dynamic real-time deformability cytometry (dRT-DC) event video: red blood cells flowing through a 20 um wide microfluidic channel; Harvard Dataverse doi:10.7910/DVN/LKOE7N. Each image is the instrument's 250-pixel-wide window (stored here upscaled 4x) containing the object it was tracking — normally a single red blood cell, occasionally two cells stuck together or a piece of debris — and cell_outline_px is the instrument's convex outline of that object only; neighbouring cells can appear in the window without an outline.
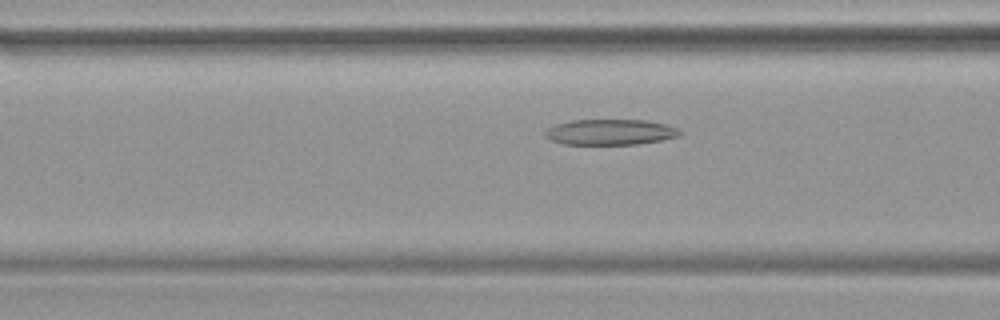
{"species": "common noctule bat (a hibernating species)", "species_latin": "Nyctalus noctula", "temperature_condition": "warm", "stored_images_in_passage": 43, "camera_frame_rate_fps": 3000, "um_per_image_px": 0.085, "animal": {"sex": "female", "body_mass_g": 19.9}, "frame": {"image": 1, "passage_image": 17, "time_ms": 5.333, "image_size_px": [1000, 320], "cell_outline_px": [[684, 132], [680, 136], [660, 140], [636, 144], [564, 144], [552, 140], [544, 136], [544, 132], [548, 128], [556, 124], [572, 120], [644, 120], [668, 124]], "centroid_in_image_um": [51.89, 11.22], "position_along_channel_um": 114.7, "area_um2": 20.11}}
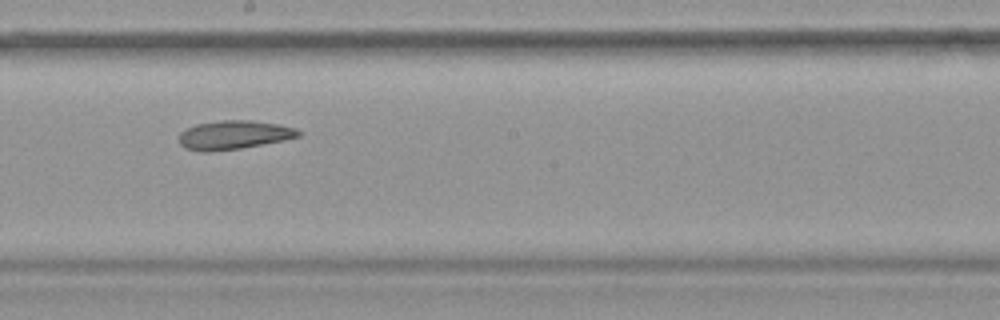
{"frame": {"image": 2, "passage_image": 25, "time_ms": 8.0, "image_size_px": [1000, 320], "cell_outline_px": [[300, 136], [284, 140], [240, 148], [208, 152], [200, 152], [184, 148], [180, 144], [180, 132], [196, 124], [224, 120], [252, 120], [280, 124], [296, 128], [300, 132]], "centroid_in_image_um": [19.88, 11.47], "position_along_channel_um": 228.3, "area_um2": 20.0}}
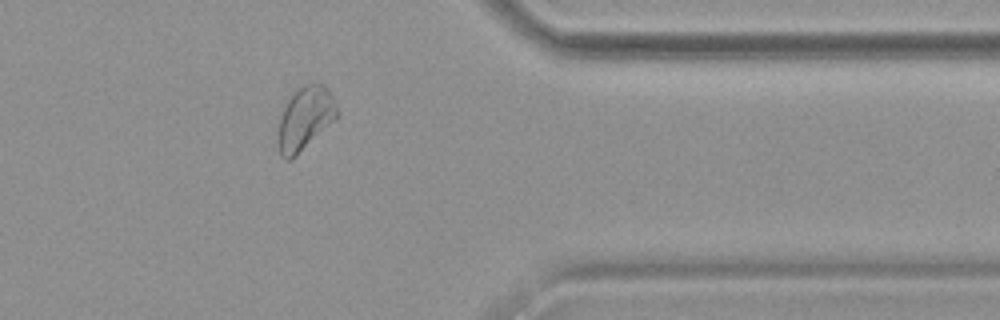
{"frame": {"image": 3, "passage_image": 37, "time_ms": 12.0, "image_size_px": [1000, 320], "cell_outline_px": [[340, 116], [292, 160], [284, 160], [280, 156], [276, 140], [280, 116], [292, 92], [304, 84], [312, 80], [324, 84], [328, 88], [336, 100]], "centroid_in_image_um": [25.95, 10.05], "position_along_channel_um": 385.5, "area_um2": 22.72}}